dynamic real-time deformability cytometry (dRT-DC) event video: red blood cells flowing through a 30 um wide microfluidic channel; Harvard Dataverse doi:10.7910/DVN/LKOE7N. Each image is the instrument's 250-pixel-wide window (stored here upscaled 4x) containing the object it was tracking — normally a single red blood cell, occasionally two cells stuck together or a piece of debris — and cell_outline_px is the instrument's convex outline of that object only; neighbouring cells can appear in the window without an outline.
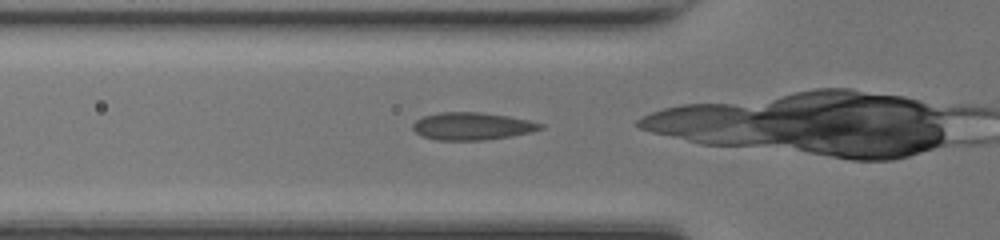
{"species": "common noctule bat (a hibernating species)", "species_latin": "Nyctalus noctula", "temperature_condition": "room temperature", "stored_images_in_passage": 26, "camera_frame_rate_fps": 3000, "um_per_image_px": 0.085, "animal": {"sex": "female", "body_mass_g": 17.0, "forearm_length_mm": 48.0}, "frame": {"image": 1, "passage_image": 12, "time_ms": 3.667, "image_size_px": [1000, 240], "cell_outline_px": [[544, 128], [532, 132], [512, 136], [484, 140], [436, 140], [420, 136], [412, 128], [412, 124], [416, 120], [424, 116], [440, 112], [480, 112], [508, 116], [528, 120], [544, 124]], "centroid_in_image_um": [40.13, 10.73], "position_along_channel_um": 85.7, "area_um2": 20.58}}
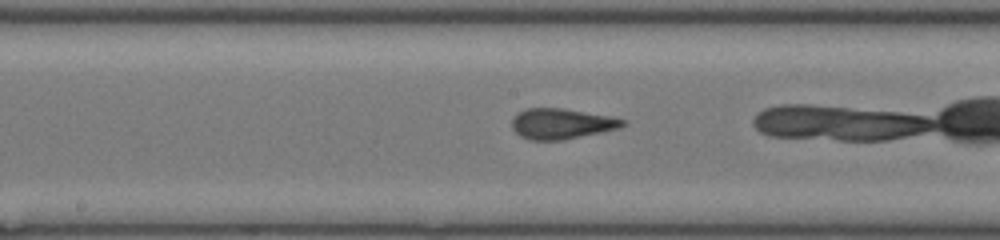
{"frame": {"image": 2, "passage_image": 20, "time_ms": 6.333, "image_size_px": [1000, 240], "cell_outline_px": [[628, 120], [624, 124], [616, 128], [600, 132], [564, 140], [528, 140], [520, 136], [512, 128], [512, 120], [520, 112], [528, 108], [560, 108], [608, 116]], "centroid_in_image_um": [47.69, 10.53], "position_along_channel_um": 200.5, "area_um2": 19.31}}
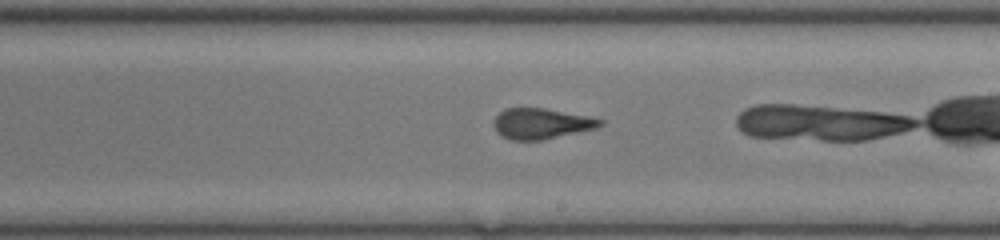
{"frame": {"image": 3, "passage_image": 23, "time_ms": 7.333, "image_size_px": [1000, 240], "cell_outline_px": [[604, 124], [596, 128], [540, 140], [512, 140], [500, 136], [496, 132], [492, 124], [496, 116], [504, 108], [544, 108], [588, 116], [604, 120]], "centroid_in_image_um": [45.97, 10.5], "position_along_channel_um": 243.0, "area_um2": 18.96}}